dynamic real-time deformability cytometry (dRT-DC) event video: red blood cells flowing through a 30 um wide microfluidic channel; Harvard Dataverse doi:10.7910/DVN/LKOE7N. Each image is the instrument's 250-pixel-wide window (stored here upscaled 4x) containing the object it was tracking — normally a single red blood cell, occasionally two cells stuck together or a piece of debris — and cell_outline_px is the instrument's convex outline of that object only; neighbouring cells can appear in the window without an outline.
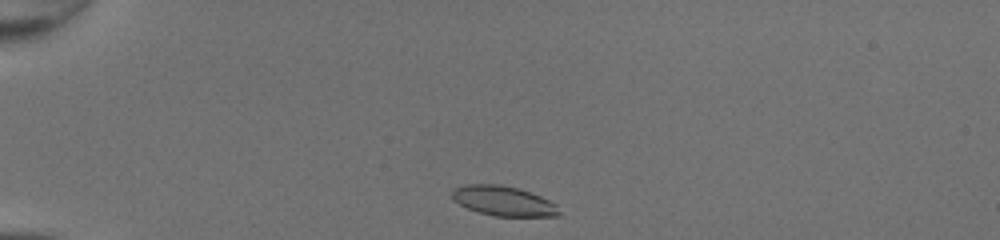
{"species": "common noctule bat (a hibernating species)", "species_latin": "Nyctalus noctula", "temperature_condition": "room temperature", "stored_images_in_passage": 33, "camera_frame_rate_fps": 3000, "um_per_image_px": 0.085, "animal": {"sex": "female", "body_mass_g": 20.0, "forearm_length_mm": 54.0}, "frame": {"image": 1, "passage_image": 1, "time_ms": 0.0, "image_size_px": [1000, 240], "cell_outline_px": [[560, 216], [496, 216], [476, 212], [452, 200], [452, 192], [456, 188], [464, 184], [500, 184], [516, 188], [540, 196], [556, 204], [560, 212]], "centroid_in_image_um": [42.77, 17.08], "position_along_channel_um": 42.2, "area_um2": 18.5}}
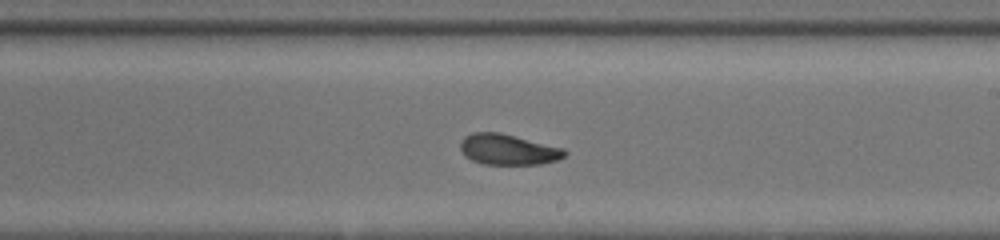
{"frame": {"image": 2, "passage_image": 19, "time_ms": 6.0, "image_size_px": [1000, 240], "cell_outline_px": [[568, 152], [560, 160], [540, 164], [484, 164], [472, 160], [464, 156], [460, 148], [460, 140], [464, 136], [472, 132], [500, 132], [564, 148]], "centroid_in_image_um": [43.18, 12.7], "position_along_channel_um": 245.8, "area_um2": 18.84}}
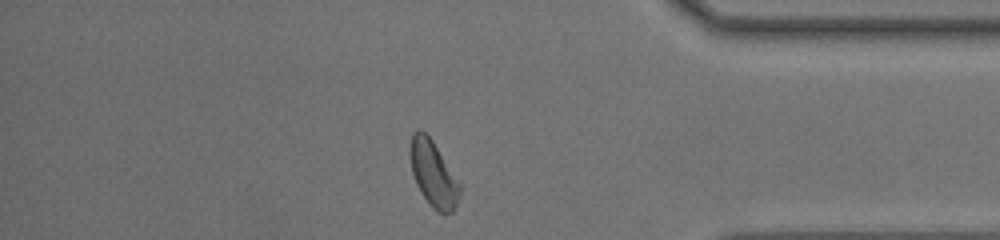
{"frame": {"image": 3, "passage_image": 31, "time_ms": 10.0, "image_size_px": [1000, 240], "cell_outline_px": [[460, 196], [452, 212], [436, 212], [432, 208], [420, 192], [416, 184], [412, 172], [408, 152], [412, 132], [416, 128], [420, 128], [432, 140], [460, 184]], "centroid_in_image_um": [36.78, 14.75], "position_along_channel_um": 398.4, "area_um2": 19.02}, "authors_computed_cell_mechanics": {"area_um2": 18.785, "velocity_mm_per_s": 4.2699, "shape_relaxation_time_tau1_ms": 8.4894, "shape_relaxation_time_tau2_ms": 1.6779, "deformation_change_tau1": 0.2465, "deformation_change_tau2": 0.0751}}